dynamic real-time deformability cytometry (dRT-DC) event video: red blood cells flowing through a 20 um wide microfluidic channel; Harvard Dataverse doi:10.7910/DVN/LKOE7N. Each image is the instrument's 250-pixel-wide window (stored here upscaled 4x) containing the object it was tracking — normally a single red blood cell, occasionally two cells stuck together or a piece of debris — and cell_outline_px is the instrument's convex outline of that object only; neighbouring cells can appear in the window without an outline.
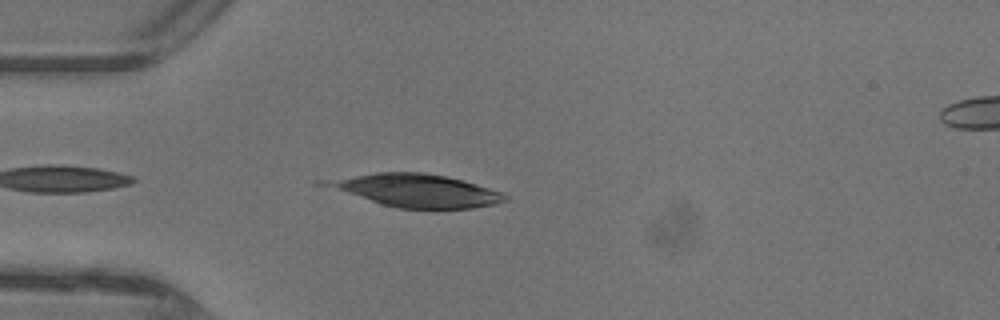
{"species": "common noctule bat (a hibernating species)", "species_latin": "Nyctalus noctula", "temperature_condition": "warm", "stored_images_in_passage": 15, "camera_frame_rate_fps": 3000, "um_per_image_px": 0.085, "animal": {"sex": "female"}, "frame": {"image": 1, "passage_image": 3, "time_ms": 0.667, "image_size_px": [1000, 320], "cell_outline_px": [[508, 200], [492, 204], [472, 208], [400, 208], [384, 204], [312, 184], [312, 180], [376, 172], [420, 172], [448, 176], [504, 192], [508, 196]], "centroid_in_image_um": [35.22, 16.16], "position_along_channel_um": 49.8, "area_um2": 34.74}}
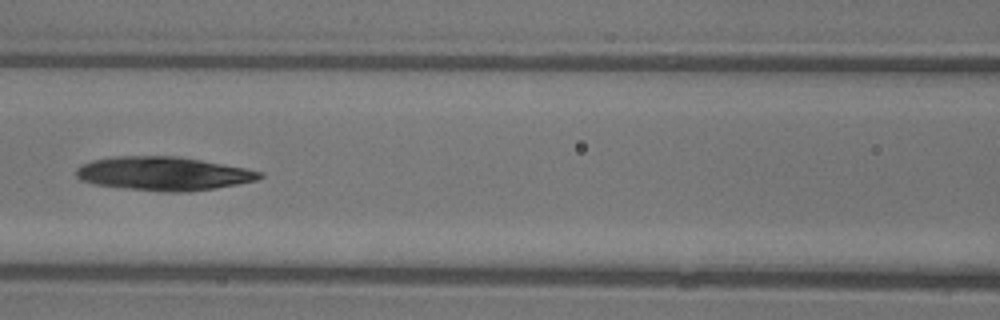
{"frame": {"image": 2, "passage_image": 11, "time_ms": 3.333, "image_size_px": [1000, 320], "cell_outline_px": [[264, 176], [256, 180], [240, 184], [216, 188], [188, 192], [160, 192], [124, 188], [92, 184], [80, 180], [76, 176], [76, 168], [80, 164], [92, 160], [112, 156], [176, 156], [200, 160], [244, 168], [264, 172]], "centroid_in_image_um": [13.86, 14.76], "position_along_channel_um": 152.7, "area_um2": 36.3}}
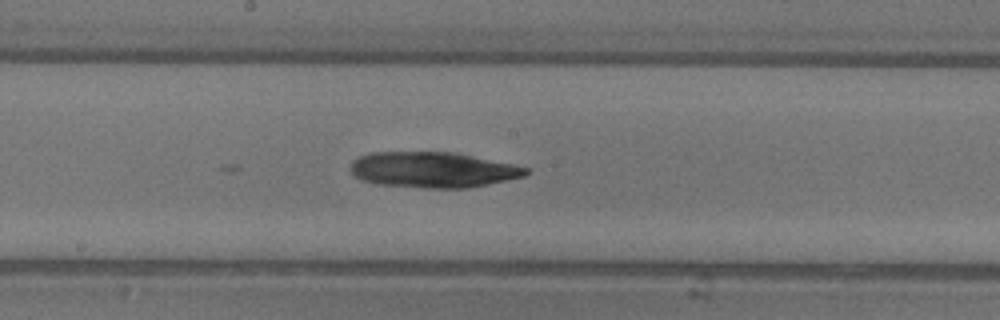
{"frame": {"image": 3, "passage_image": 15, "time_ms": 4.667, "image_size_px": [1000, 320], "cell_outline_px": [[528, 172], [524, 176], [468, 188], [424, 188], [380, 184], [364, 180], [356, 176], [348, 168], [352, 160], [360, 156], [372, 152], [456, 152], [512, 164], [528, 168]], "centroid_in_image_um": [36.77, 14.42], "position_along_channel_um": 211.4, "area_um2": 36.24}}